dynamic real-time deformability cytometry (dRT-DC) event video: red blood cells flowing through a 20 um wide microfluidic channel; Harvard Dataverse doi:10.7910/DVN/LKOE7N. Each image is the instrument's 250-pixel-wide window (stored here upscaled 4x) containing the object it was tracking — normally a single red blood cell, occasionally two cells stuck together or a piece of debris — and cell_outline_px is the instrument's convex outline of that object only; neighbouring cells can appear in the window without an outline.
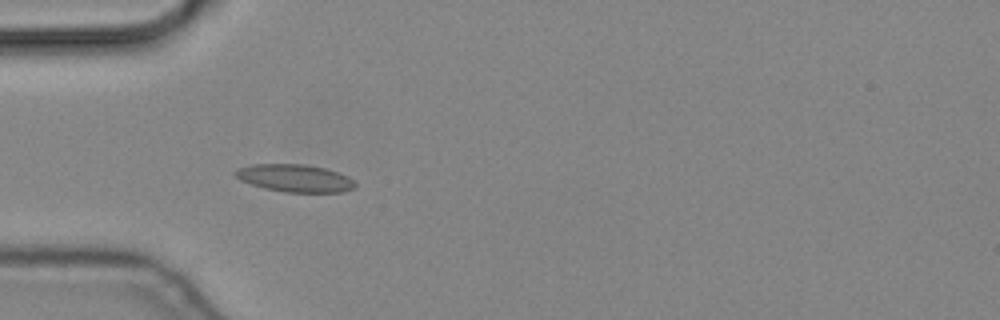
{"species": "common noctule bat (a hibernating species)", "species_latin": "Nyctalus noctula", "temperature_condition": "cold", "stored_images_in_passage": 6, "camera_frame_rate_fps": 3000, "um_per_image_px": 0.085, "animal": {"sex": "male", "body_mass_g": 19.2, "forearm_length_mm": 51.8}, "frame": {"image": 1, "passage_image": 6, "time_ms": 1.667, "image_size_px": [1000, 320], "cell_outline_px": [[356, 188], [344, 192], [284, 192], [264, 188], [240, 180], [232, 172], [240, 168], [252, 164], [304, 164], [324, 168], [348, 176], [356, 184]], "centroid_in_image_um": [25.07, 15.15], "position_along_channel_um": 59.9, "area_um2": 19.19}}